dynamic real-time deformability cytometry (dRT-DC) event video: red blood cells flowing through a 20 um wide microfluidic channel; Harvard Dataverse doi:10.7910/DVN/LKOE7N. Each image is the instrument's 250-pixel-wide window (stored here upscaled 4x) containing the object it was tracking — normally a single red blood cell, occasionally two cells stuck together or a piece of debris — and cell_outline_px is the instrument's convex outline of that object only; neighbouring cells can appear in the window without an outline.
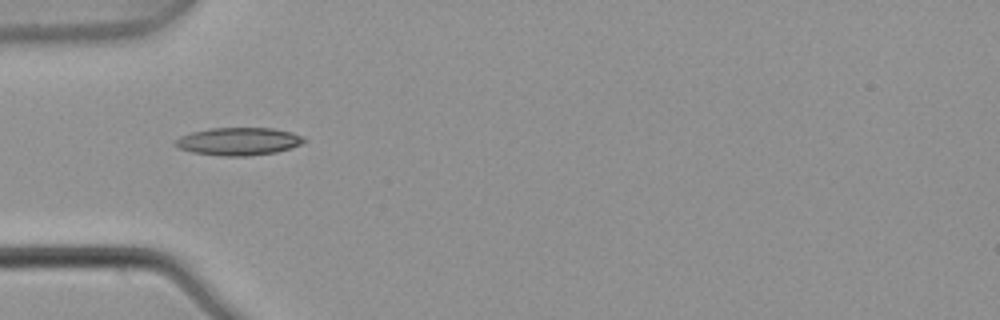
{"species": "common noctule bat (a hibernating species)", "species_latin": "Nyctalus noctula", "temperature_condition": "warm", "stored_images_in_passage": 5, "camera_frame_rate_fps": 3000, "um_per_image_px": 0.085, "animal": {"sex": "male", "body_mass_g": 21.5, "forearm_length_mm": 52.0}, "frame": {"image": 1, "passage_image": 3, "time_ms": 0.667, "image_size_px": [1000, 320], "cell_outline_px": [[308, 140], [300, 144], [276, 152], [248, 156], [220, 156], [192, 152], [180, 148], [172, 144], [180, 136], [192, 132], [212, 128], [272, 128], [292, 132], [304, 136]], "centroid_in_image_um": [20.28, 12.01], "position_along_channel_um": 64.7, "area_um2": 20.81}}
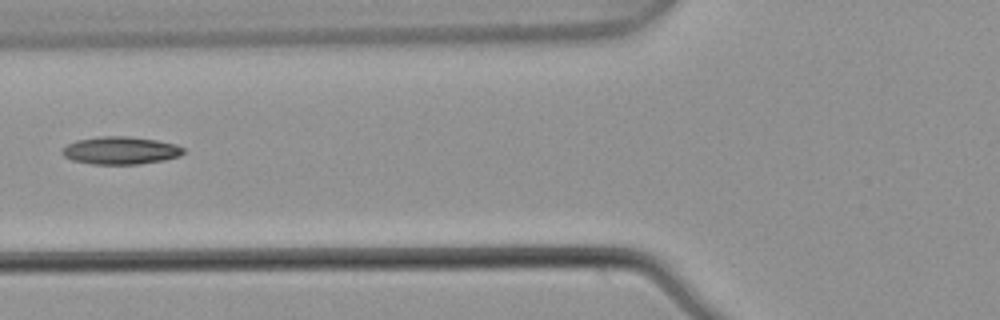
{"frame": {"image": 2, "passage_image": 4, "time_ms": 1.0, "image_size_px": [1000, 320], "cell_outline_px": [[184, 152], [180, 156], [164, 160], [140, 164], [92, 164], [72, 160], [64, 156], [60, 152], [68, 144], [76, 140], [100, 136], [128, 136], [156, 140], [176, 144], [184, 148]], "centroid_in_image_um": [10.25, 12.79], "position_along_channel_um": 115.5, "area_um2": 19.59}}
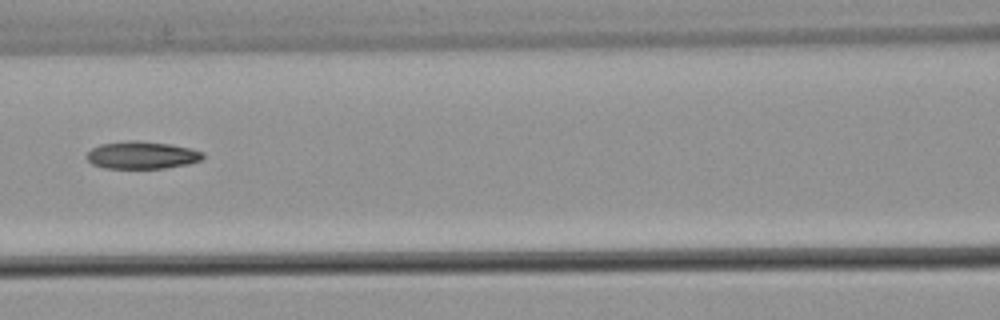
{"frame": {"image": 3, "passage_image": 5, "time_ms": 1.333, "image_size_px": [1000, 320], "cell_outline_px": [[204, 156], [200, 160], [188, 164], [164, 168], [104, 168], [92, 164], [84, 156], [92, 148], [100, 144], [128, 140], [136, 140], [172, 144], [192, 148], [204, 152]], "centroid_in_image_um": [12.06, 13.17], "position_along_channel_um": 154.5, "area_um2": 18.79}}